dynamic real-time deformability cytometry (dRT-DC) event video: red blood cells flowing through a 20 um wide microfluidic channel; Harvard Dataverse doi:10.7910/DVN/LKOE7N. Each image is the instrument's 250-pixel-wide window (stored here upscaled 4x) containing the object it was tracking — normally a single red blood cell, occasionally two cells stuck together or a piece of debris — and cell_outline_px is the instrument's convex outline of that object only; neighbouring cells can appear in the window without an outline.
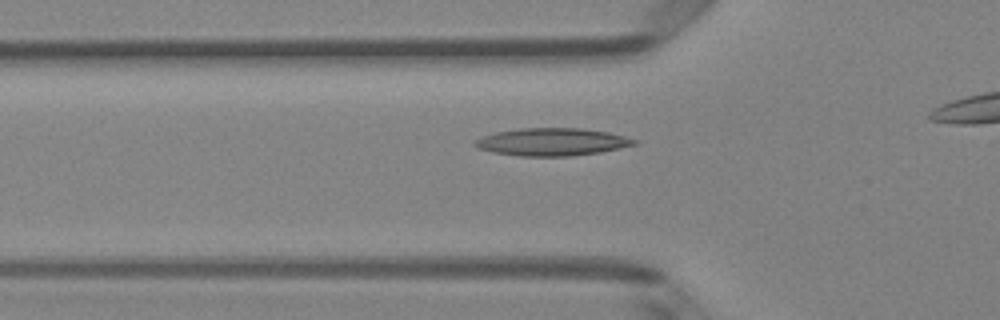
{"species": "Egyptian fruit bat (a non-hibernating species)", "species_latin": "Rousettus aegyptiacus", "temperature_condition": "room temperature", "stored_images_in_passage": 27, "camera_frame_rate_fps": 3000, "um_per_image_px": 0.085, "animal": {"sex": "female"}, "frame": {"image": 1, "passage_image": 3, "time_ms": 0.667, "image_size_px": [1000, 320], "cell_outline_px": [[640, 144], [600, 152], [572, 156], [520, 156], [492, 152], [480, 148], [472, 144], [472, 140], [496, 132], [520, 128], [580, 128], [608, 132], [640, 140]], "centroid_in_image_um": [46.96, 12.06], "position_along_channel_um": 78.8, "area_um2": 25.78}}
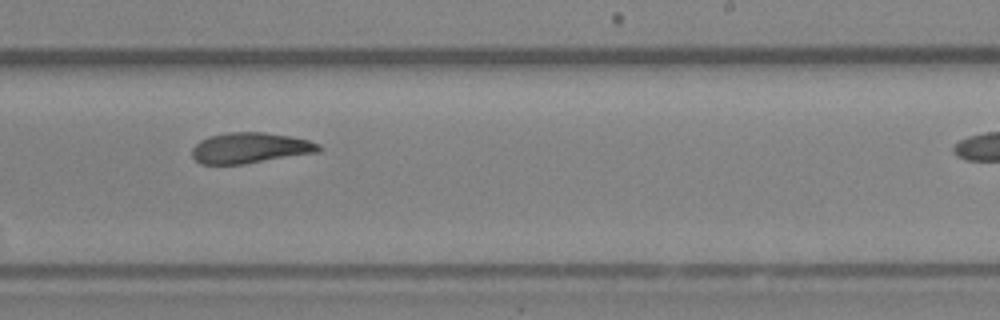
{"frame": {"image": 2, "passage_image": 17, "time_ms": 5.333, "image_size_px": [1000, 320], "cell_outline_px": [[324, 148], [320, 152], [244, 164], [200, 164], [192, 156], [192, 148], [200, 140], [208, 136], [228, 132], [264, 132], [288, 136], [308, 140], [320, 144]], "centroid_in_image_um": [21.28, 12.57], "position_along_channel_um": 267.7, "area_um2": 22.77}}
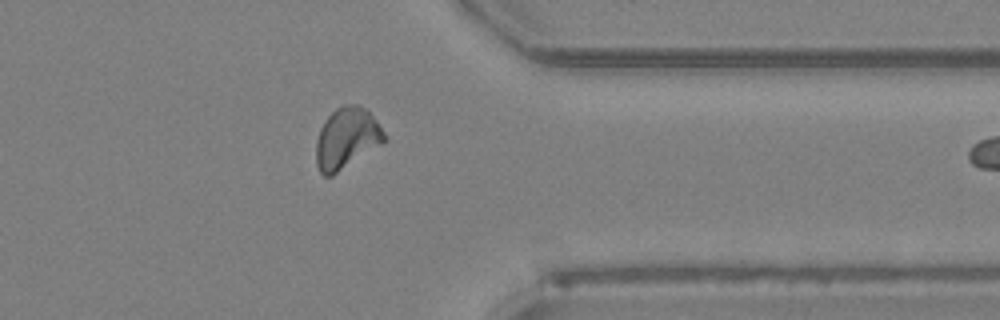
{"frame": {"image": 3, "passage_image": 26, "time_ms": 8.333, "image_size_px": [1000, 320], "cell_outline_px": [[388, 140], [332, 176], [324, 176], [320, 172], [316, 164], [316, 140], [320, 128], [324, 120], [336, 108], [344, 104], [360, 104], [376, 120], [388, 136]], "centroid_in_image_um": [29.47, 11.75], "position_along_channel_um": 381.9, "area_um2": 24.45}}